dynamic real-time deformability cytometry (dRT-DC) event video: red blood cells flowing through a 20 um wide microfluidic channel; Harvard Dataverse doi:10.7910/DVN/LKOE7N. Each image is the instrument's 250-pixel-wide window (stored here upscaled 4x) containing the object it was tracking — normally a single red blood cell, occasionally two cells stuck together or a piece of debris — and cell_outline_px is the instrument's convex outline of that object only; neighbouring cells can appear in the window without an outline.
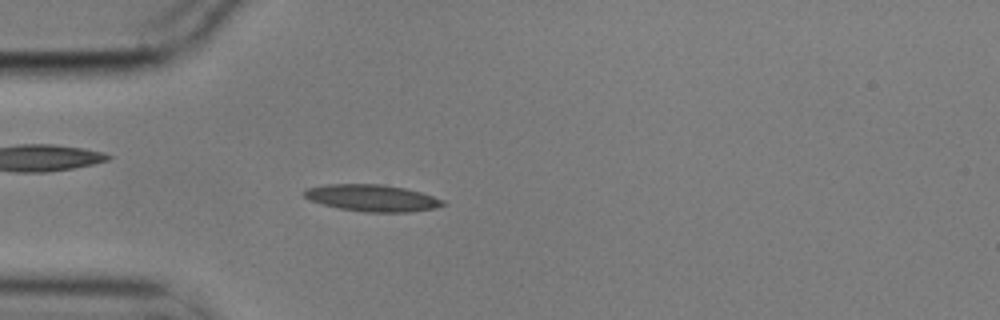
{"species": "common noctule bat (a hibernating species)", "species_latin": "Nyctalus noctula", "temperature_condition": "cold", "stored_images_in_passage": 5, "camera_frame_rate_fps": 3000, "um_per_image_px": 0.085, "animal": {"sex": "male", "body_mass_g": 17.9}, "frame": {"image": 1, "passage_image": 5, "time_ms": 1.333, "image_size_px": [1000, 320], "cell_outline_px": [[448, 204], [436, 208], [412, 212], [364, 212], [340, 208], [324, 204], [312, 200], [304, 196], [300, 192], [304, 188], [328, 184], [380, 184], [404, 188], [420, 192], [444, 200]], "centroid_in_image_um": [31.64, 16.83], "position_along_channel_um": 53.4, "area_um2": 21.68}}